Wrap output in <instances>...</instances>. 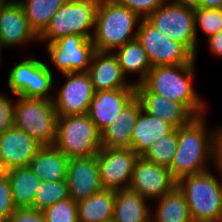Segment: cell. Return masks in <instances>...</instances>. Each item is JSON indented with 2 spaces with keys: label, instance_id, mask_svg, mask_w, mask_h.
I'll list each match as a JSON object with an SVG mask.
<instances>
[{
  "label": "cell",
  "instance_id": "cell-25",
  "mask_svg": "<svg viewBox=\"0 0 222 222\" xmlns=\"http://www.w3.org/2000/svg\"><path fill=\"white\" fill-rule=\"evenodd\" d=\"M11 184L12 201L16 209L31 208L41 179L29 167L7 171Z\"/></svg>",
  "mask_w": 222,
  "mask_h": 222
},
{
  "label": "cell",
  "instance_id": "cell-18",
  "mask_svg": "<svg viewBox=\"0 0 222 222\" xmlns=\"http://www.w3.org/2000/svg\"><path fill=\"white\" fill-rule=\"evenodd\" d=\"M135 97L144 112L165 120L175 129L187 125L195 118L182 103L151 93L142 83L135 86Z\"/></svg>",
  "mask_w": 222,
  "mask_h": 222
},
{
  "label": "cell",
  "instance_id": "cell-21",
  "mask_svg": "<svg viewBox=\"0 0 222 222\" xmlns=\"http://www.w3.org/2000/svg\"><path fill=\"white\" fill-rule=\"evenodd\" d=\"M173 129L174 127L165 120L141 110L132 130L131 149L138 156H143L151 144L169 134Z\"/></svg>",
  "mask_w": 222,
  "mask_h": 222
},
{
  "label": "cell",
  "instance_id": "cell-10",
  "mask_svg": "<svg viewBox=\"0 0 222 222\" xmlns=\"http://www.w3.org/2000/svg\"><path fill=\"white\" fill-rule=\"evenodd\" d=\"M51 62L60 73L88 72L94 45L92 38L69 34L46 45Z\"/></svg>",
  "mask_w": 222,
  "mask_h": 222
},
{
  "label": "cell",
  "instance_id": "cell-29",
  "mask_svg": "<svg viewBox=\"0 0 222 222\" xmlns=\"http://www.w3.org/2000/svg\"><path fill=\"white\" fill-rule=\"evenodd\" d=\"M51 67L53 65L50 66L46 60L42 61L31 56L30 98L53 99L54 96L50 92L56 88L55 84L58 81Z\"/></svg>",
  "mask_w": 222,
  "mask_h": 222
},
{
  "label": "cell",
  "instance_id": "cell-13",
  "mask_svg": "<svg viewBox=\"0 0 222 222\" xmlns=\"http://www.w3.org/2000/svg\"><path fill=\"white\" fill-rule=\"evenodd\" d=\"M176 184L177 181L172 177L169 168L139 156L134 164L128 189L140 194L153 204V200L167 194Z\"/></svg>",
  "mask_w": 222,
  "mask_h": 222
},
{
  "label": "cell",
  "instance_id": "cell-40",
  "mask_svg": "<svg viewBox=\"0 0 222 222\" xmlns=\"http://www.w3.org/2000/svg\"><path fill=\"white\" fill-rule=\"evenodd\" d=\"M217 166L222 169V125H218L217 133Z\"/></svg>",
  "mask_w": 222,
  "mask_h": 222
},
{
  "label": "cell",
  "instance_id": "cell-33",
  "mask_svg": "<svg viewBox=\"0 0 222 222\" xmlns=\"http://www.w3.org/2000/svg\"><path fill=\"white\" fill-rule=\"evenodd\" d=\"M194 24L199 45L201 41L198 36L199 31L207 38L222 31V9L195 8Z\"/></svg>",
  "mask_w": 222,
  "mask_h": 222
},
{
  "label": "cell",
  "instance_id": "cell-3",
  "mask_svg": "<svg viewBox=\"0 0 222 222\" xmlns=\"http://www.w3.org/2000/svg\"><path fill=\"white\" fill-rule=\"evenodd\" d=\"M141 18L116 0H100L92 42L95 51L113 52L136 39ZM135 28V30H134Z\"/></svg>",
  "mask_w": 222,
  "mask_h": 222
},
{
  "label": "cell",
  "instance_id": "cell-24",
  "mask_svg": "<svg viewBox=\"0 0 222 222\" xmlns=\"http://www.w3.org/2000/svg\"><path fill=\"white\" fill-rule=\"evenodd\" d=\"M151 222H192L184 192L176 184L167 194L154 200Z\"/></svg>",
  "mask_w": 222,
  "mask_h": 222
},
{
  "label": "cell",
  "instance_id": "cell-19",
  "mask_svg": "<svg viewBox=\"0 0 222 222\" xmlns=\"http://www.w3.org/2000/svg\"><path fill=\"white\" fill-rule=\"evenodd\" d=\"M135 98V89H116L94 93L87 115L101 132L116 121L121 110Z\"/></svg>",
  "mask_w": 222,
  "mask_h": 222
},
{
  "label": "cell",
  "instance_id": "cell-43",
  "mask_svg": "<svg viewBox=\"0 0 222 222\" xmlns=\"http://www.w3.org/2000/svg\"><path fill=\"white\" fill-rule=\"evenodd\" d=\"M8 169L4 166L3 162L0 159V180L7 177Z\"/></svg>",
  "mask_w": 222,
  "mask_h": 222
},
{
  "label": "cell",
  "instance_id": "cell-38",
  "mask_svg": "<svg viewBox=\"0 0 222 222\" xmlns=\"http://www.w3.org/2000/svg\"><path fill=\"white\" fill-rule=\"evenodd\" d=\"M8 222H45L42 211L32 208L16 209Z\"/></svg>",
  "mask_w": 222,
  "mask_h": 222
},
{
  "label": "cell",
  "instance_id": "cell-9",
  "mask_svg": "<svg viewBox=\"0 0 222 222\" xmlns=\"http://www.w3.org/2000/svg\"><path fill=\"white\" fill-rule=\"evenodd\" d=\"M162 33L183 44L195 57L198 54L194 9L167 0L146 18Z\"/></svg>",
  "mask_w": 222,
  "mask_h": 222
},
{
  "label": "cell",
  "instance_id": "cell-14",
  "mask_svg": "<svg viewBox=\"0 0 222 222\" xmlns=\"http://www.w3.org/2000/svg\"><path fill=\"white\" fill-rule=\"evenodd\" d=\"M38 41L39 37L31 29L21 4L17 0H6L0 7V42L7 49Z\"/></svg>",
  "mask_w": 222,
  "mask_h": 222
},
{
  "label": "cell",
  "instance_id": "cell-39",
  "mask_svg": "<svg viewBox=\"0 0 222 222\" xmlns=\"http://www.w3.org/2000/svg\"><path fill=\"white\" fill-rule=\"evenodd\" d=\"M208 48L211 50V53L215 58H222V31L218 32L215 35L210 36L208 39Z\"/></svg>",
  "mask_w": 222,
  "mask_h": 222
},
{
  "label": "cell",
  "instance_id": "cell-6",
  "mask_svg": "<svg viewBox=\"0 0 222 222\" xmlns=\"http://www.w3.org/2000/svg\"><path fill=\"white\" fill-rule=\"evenodd\" d=\"M99 1L68 0L53 15L49 25L39 36L38 43L47 42L48 45L69 34L92 38Z\"/></svg>",
  "mask_w": 222,
  "mask_h": 222
},
{
  "label": "cell",
  "instance_id": "cell-11",
  "mask_svg": "<svg viewBox=\"0 0 222 222\" xmlns=\"http://www.w3.org/2000/svg\"><path fill=\"white\" fill-rule=\"evenodd\" d=\"M66 83L53 89V103L58 117L86 114L94 97V88L87 72L63 73Z\"/></svg>",
  "mask_w": 222,
  "mask_h": 222
},
{
  "label": "cell",
  "instance_id": "cell-31",
  "mask_svg": "<svg viewBox=\"0 0 222 222\" xmlns=\"http://www.w3.org/2000/svg\"><path fill=\"white\" fill-rule=\"evenodd\" d=\"M177 150V129L161 137L142 156L145 160L169 168Z\"/></svg>",
  "mask_w": 222,
  "mask_h": 222
},
{
  "label": "cell",
  "instance_id": "cell-35",
  "mask_svg": "<svg viewBox=\"0 0 222 222\" xmlns=\"http://www.w3.org/2000/svg\"><path fill=\"white\" fill-rule=\"evenodd\" d=\"M119 4L135 12L140 18H147L167 0H116Z\"/></svg>",
  "mask_w": 222,
  "mask_h": 222
},
{
  "label": "cell",
  "instance_id": "cell-30",
  "mask_svg": "<svg viewBox=\"0 0 222 222\" xmlns=\"http://www.w3.org/2000/svg\"><path fill=\"white\" fill-rule=\"evenodd\" d=\"M69 198L67 180L41 181L33 200L32 209L43 211L55 202Z\"/></svg>",
  "mask_w": 222,
  "mask_h": 222
},
{
  "label": "cell",
  "instance_id": "cell-44",
  "mask_svg": "<svg viewBox=\"0 0 222 222\" xmlns=\"http://www.w3.org/2000/svg\"><path fill=\"white\" fill-rule=\"evenodd\" d=\"M216 170L218 171L216 172L219 175V179H220V183H221V188H222V169H220L218 166H215Z\"/></svg>",
  "mask_w": 222,
  "mask_h": 222
},
{
  "label": "cell",
  "instance_id": "cell-23",
  "mask_svg": "<svg viewBox=\"0 0 222 222\" xmlns=\"http://www.w3.org/2000/svg\"><path fill=\"white\" fill-rule=\"evenodd\" d=\"M146 200L130 189L115 191L113 222H151L152 204Z\"/></svg>",
  "mask_w": 222,
  "mask_h": 222
},
{
  "label": "cell",
  "instance_id": "cell-4",
  "mask_svg": "<svg viewBox=\"0 0 222 222\" xmlns=\"http://www.w3.org/2000/svg\"><path fill=\"white\" fill-rule=\"evenodd\" d=\"M192 222H217L222 216L220 180L210 170L180 178Z\"/></svg>",
  "mask_w": 222,
  "mask_h": 222
},
{
  "label": "cell",
  "instance_id": "cell-46",
  "mask_svg": "<svg viewBox=\"0 0 222 222\" xmlns=\"http://www.w3.org/2000/svg\"><path fill=\"white\" fill-rule=\"evenodd\" d=\"M6 0H0V7L5 3Z\"/></svg>",
  "mask_w": 222,
  "mask_h": 222
},
{
  "label": "cell",
  "instance_id": "cell-34",
  "mask_svg": "<svg viewBox=\"0 0 222 222\" xmlns=\"http://www.w3.org/2000/svg\"><path fill=\"white\" fill-rule=\"evenodd\" d=\"M42 213L45 222H78L77 202L71 198L55 202Z\"/></svg>",
  "mask_w": 222,
  "mask_h": 222
},
{
  "label": "cell",
  "instance_id": "cell-41",
  "mask_svg": "<svg viewBox=\"0 0 222 222\" xmlns=\"http://www.w3.org/2000/svg\"><path fill=\"white\" fill-rule=\"evenodd\" d=\"M170 2L185 6V7H190V8H201V2L202 0H169Z\"/></svg>",
  "mask_w": 222,
  "mask_h": 222
},
{
  "label": "cell",
  "instance_id": "cell-5",
  "mask_svg": "<svg viewBox=\"0 0 222 222\" xmlns=\"http://www.w3.org/2000/svg\"><path fill=\"white\" fill-rule=\"evenodd\" d=\"M15 97L14 126L25 131L42 146L54 145L58 115L53 100Z\"/></svg>",
  "mask_w": 222,
  "mask_h": 222
},
{
  "label": "cell",
  "instance_id": "cell-28",
  "mask_svg": "<svg viewBox=\"0 0 222 222\" xmlns=\"http://www.w3.org/2000/svg\"><path fill=\"white\" fill-rule=\"evenodd\" d=\"M25 12L31 29L39 37L51 18L68 0H17Z\"/></svg>",
  "mask_w": 222,
  "mask_h": 222
},
{
  "label": "cell",
  "instance_id": "cell-22",
  "mask_svg": "<svg viewBox=\"0 0 222 222\" xmlns=\"http://www.w3.org/2000/svg\"><path fill=\"white\" fill-rule=\"evenodd\" d=\"M69 157L54 145L42 146L28 167L44 181H59L67 177Z\"/></svg>",
  "mask_w": 222,
  "mask_h": 222
},
{
  "label": "cell",
  "instance_id": "cell-2",
  "mask_svg": "<svg viewBox=\"0 0 222 222\" xmlns=\"http://www.w3.org/2000/svg\"><path fill=\"white\" fill-rule=\"evenodd\" d=\"M196 58L187 65H158L152 67L142 84L165 99L182 103L195 117L207 113L208 106L196 92Z\"/></svg>",
  "mask_w": 222,
  "mask_h": 222
},
{
  "label": "cell",
  "instance_id": "cell-47",
  "mask_svg": "<svg viewBox=\"0 0 222 222\" xmlns=\"http://www.w3.org/2000/svg\"><path fill=\"white\" fill-rule=\"evenodd\" d=\"M217 222H222V216L219 218V220Z\"/></svg>",
  "mask_w": 222,
  "mask_h": 222
},
{
  "label": "cell",
  "instance_id": "cell-20",
  "mask_svg": "<svg viewBox=\"0 0 222 222\" xmlns=\"http://www.w3.org/2000/svg\"><path fill=\"white\" fill-rule=\"evenodd\" d=\"M142 107L135 97L118 114L116 121L100 132L103 148H131L132 130Z\"/></svg>",
  "mask_w": 222,
  "mask_h": 222
},
{
  "label": "cell",
  "instance_id": "cell-1",
  "mask_svg": "<svg viewBox=\"0 0 222 222\" xmlns=\"http://www.w3.org/2000/svg\"><path fill=\"white\" fill-rule=\"evenodd\" d=\"M206 115L197 116L177 128V150L169 167L176 181L209 170L210 163L217 166L218 126L208 128Z\"/></svg>",
  "mask_w": 222,
  "mask_h": 222
},
{
  "label": "cell",
  "instance_id": "cell-45",
  "mask_svg": "<svg viewBox=\"0 0 222 222\" xmlns=\"http://www.w3.org/2000/svg\"><path fill=\"white\" fill-rule=\"evenodd\" d=\"M3 49H5V47H4V45L0 42V67H1V64H2V52H4L3 51Z\"/></svg>",
  "mask_w": 222,
  "mask_h": 222
},
{
  "label": "cell",
  "instance_id": "cell-8",
  "mask_svg": "<svg viewBox=\"0 0 222 222\" xmlns=\"http://www.w3.org/2000/svg\"><path fill=\"white\" fill-rule=\"evenodd\" d=\"M137 28L136 39L145 50L152 67L187 65L197 58L183 44L162 33L146 18H141Z\"/></svg>",
  "mask_w": 222,
  "mask_h": 222
},
{
  "label": "cell",
  "instance_id": "cell-16",
  "mask_svg": "<svg viewBox=\"0 0 222 222\" xmlns=\"http://www.w3.org/2000/svg\"><path fill=\"white\" fill-rule=\"evenodd\" d=\"M95 92L116 89H135L130 79L123 75L113 52L94 51L87 72Z\"/></svg>",
  "mask_w": 222,
  "mask_h": 222
},
{
  "label": "cell",
  "instance_id": "cell-37",
  "mask_svg": "<svg viewBox=\"0 0 222 222\" xmlns=\"http://www.w3.org/2000/svg\"><path fill=\"white\" fill-rule=\"evenodd\" d=\"M14 99L0 93V135L14 126Z\"/></svg>",
  "mask_w": 222,
  "mask_h": 222
},
{
  "label": "cell",
  "instance_id": "cell-42",
  "mask_svg": "<svg viewBox=\"0 0 222 222\" xmlns=\"http://www.w3.org/2000/svg\"><path fill=\"white\" fill-rule=\"evenodd\" d=\"M201 8L222 9V0H202Z\"/></svg>",
  "mask_w": 222,
  "mask_h": 222
},
{
  "label": "cell",
  "instance_id": "cell-32",
  "mask_svg": "<svg viewBox=\"0 0 222 222\" xmlns=\"http://www.w3.org/2000/svg\"><path fill=\"white\" fill-rule=\"evenodd\" d=\"M31 58L27 57L10 68L7 86L13 96L30 98Z\"/></svg>",
  "mask_w": 222,
  "mask_h": 222
},
{
  "label": "cell",
  "instance_id": "cell-17",
  "mask_svg": "<svg viewBox=\"0 0 222 222\" xmlns=\"http://www.w3.org/2000/svg\"><path fill=\"white\" fill-rule=\"evenodd\" d=\"M41 147L38 141L15 126L0 135V159L8 170L28 167Z\"/></svg>",
  "mask_w": 222,
  "mask_h": 222
},
{
  "label": "cell",
  "instance_id": "cell-15",
  "mask_svg": "<svg viewBox=\"0 0 222 222\" xmlns=\"http://www.w3.org/2000/svg\"><path fill=\"white\" fill-rule=\"evenodd\" d=\"M66 180L69 198L76 202L103 190L96 155L70 158Z\"/></svg>",
  "mask_w": 222,
  "mask_h": 222
},
{
  "label": "cell",
  "instance_id": "cell-26",
  "mask_svg": "<svg viewBox=\"0 0 222 222\" xmlns=\"http://www.w3.org/2000/svg\"><path fill=\"white\" fill-rule=\"evenodd\" d=\"M123 75L138 74L139 78L132 81L133 85L142 83L152 69L147 54L137 39L127 42L122 47L114 50Z\"/></svg>",
  "mask_w": 222,
  "mask_h": 222
},
{
  "label": "cell",
  "instance_id": "cell-36",
  "mask_svg": "<svg viewBox=\"0 0 222 222\" xmlns=\"http://www.w3.org/2000/svg\"><path fill=\"white\" fill-rule=\"evenodd\" d=\"M16 210L11 194V184L8 177L0 180V222H8Z\"/></svg>",
  "mask_w": 222,
  "mask_h": 222
},
{
  "label": "cell",
  "instance_id": "cell-12",
  "mask_svg": "<svg viewBox=\"0 0 222 222\" xmlns=\"http://www.w3.org/2000/svg\"><path fill=\"white\" fill-rule=\"evenodd\" d=\"M138 155L131 148H103L96 154L103 189L129 188Z\"/></svg>",
  "mask_w": 222,
  "mask_h": 222
},
{
  "label": "cell",
  "instance_id": "cell-27",
  "mask_svg": "<svg viewBox=\"0 0 222 222\" xmlns=\"http://www.w3.org/2000/svg\"><path fill=\"white\" fill-rule=\"evenodd\" d=\"M115 191L103 189L77 202L78 222H107L113 220Z\"/></svg>",
  "mask_w": 222,
  "mask_h": 222
},
{
  "label": "cell",
  "instance_id": "cell-7",
  "mask_svg": "<svg viewBox=\"0 0 222 222\" xmlns=\"http://www.w3.org/2000/svg\"><path fill=\"white\" fill-rule=\"evenodd\" d=\"M54 146L69 158L90 157L102 147L100 132L87 113L58 117Z\"/></svg>",
  "mask_w": 222,
  "mask_h": 222
}]
</instances>
